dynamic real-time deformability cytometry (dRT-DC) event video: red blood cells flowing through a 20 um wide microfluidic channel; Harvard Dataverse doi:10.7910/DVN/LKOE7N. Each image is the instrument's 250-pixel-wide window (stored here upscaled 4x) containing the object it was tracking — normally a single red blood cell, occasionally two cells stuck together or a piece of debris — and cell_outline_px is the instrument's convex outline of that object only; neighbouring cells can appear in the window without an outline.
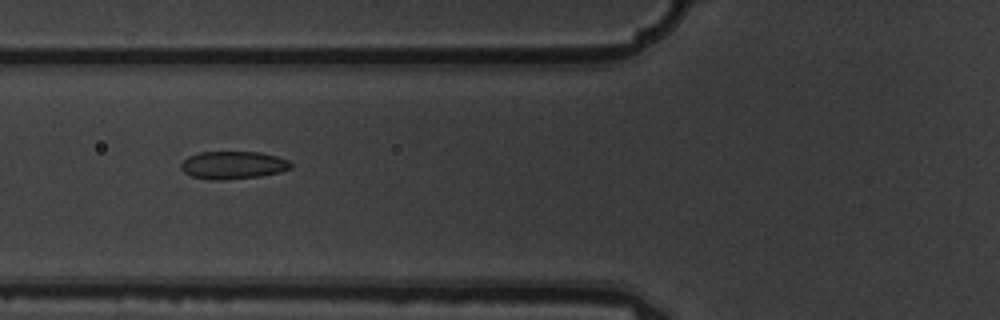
{"species": "common noctule bat (a hibernating species)", "species_latin": "Nyctalus noctula", "temperature_condition": "warm", "stored_images_in_passage": 10, "camera_frame_rate_fps": 3000, "um_per_image_px": 0.085, "animal": {"sex": "male", "body_mass_g": 19.5, "forearm_length_mm": 54.6}, "frame": {"image": 1, "passage_image": 6, "time_ms": 1.667, "image_size_px": [1000, 320], "cell_outline_px": [[292, 168], [280, 172], [260, 176], [224, 180], [212, 180], [192, 176], [184, 172], [180, 168], [180, 164], [188, 156], [200, 152], [260, 152], [276, 156], [288, 160], [292, 164]], "centroid_in_image_um": [19.81, 14.03], "position_along_channel_um": 106.0, "area_um2": 17.8}}
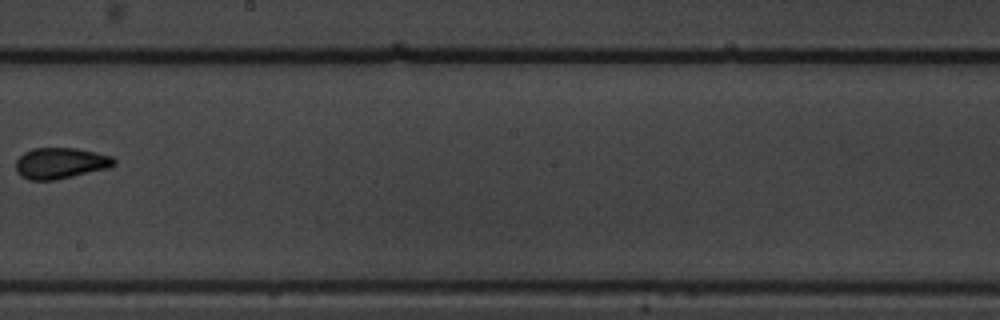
{"frame": {"image": 2, "passage_image": 9, "time_ms": 2.667, "image_size_px": [1000, 320], "cell_outline_px": [[116, 164], [108, 168], [56, 180], [28, 180], [20, 176], [16, 172], [16, 160], [24, 152], [32, 148], [76, 148], [112, 156], [116, 160]], "centroid_in_image_um": [5.12, 13.87], "position_along_channel_um": 243.1, "area_um2": 17.86}}
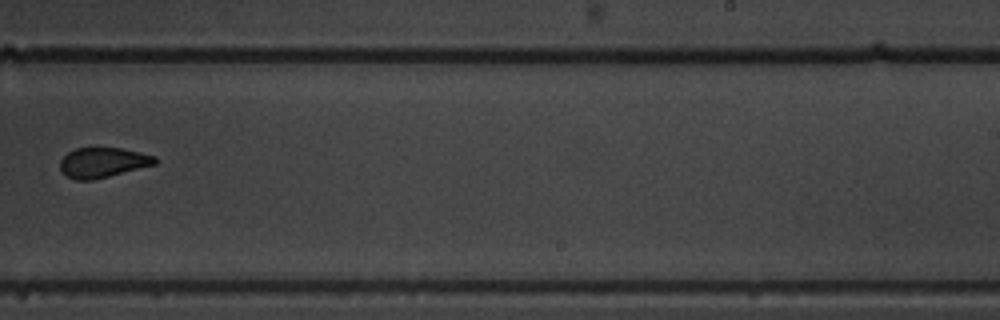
{"frame": {"image": 3, "passage_image": 10, "time_ms": 3.0, "image_size_px": [1000, 320], "cell_outline_px": [[156, 164], [92, 180], [76, 180], [60, 172], [60, 160], [68, 152], [76, 148], [120, 148], [140, 152], [156, 156]], "centroid_in_image_um": [8.72, 13.81], "position_along_channel_um": 280.3, "area_um2": 16.47}}